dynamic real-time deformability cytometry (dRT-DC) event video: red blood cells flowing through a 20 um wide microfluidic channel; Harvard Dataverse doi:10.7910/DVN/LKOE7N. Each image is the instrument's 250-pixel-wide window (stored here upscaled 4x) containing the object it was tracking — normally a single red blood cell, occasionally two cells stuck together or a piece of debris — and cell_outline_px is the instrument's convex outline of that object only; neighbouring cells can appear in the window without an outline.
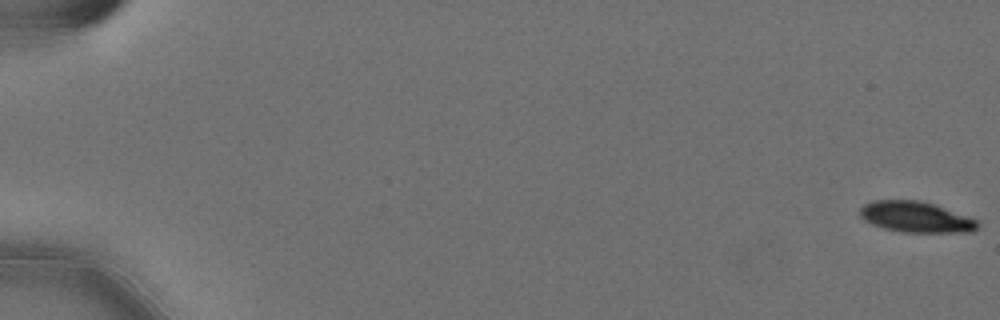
{"species": "Egyptian fruit bat (a non-hibernating species)", "species_latin": "Rousettus aegyptiacus", "temperature_condition": "cold", "stored_images_in_passage": 20, "camera_frame_rate_fps": 3000, "um_per_image_px": 0.085, "animal": {"sex": "female"}, "frame": {"image": 1, "passage_image": 1, "time_ms": 0.0, "image_size_px": [1000, 320], "cell_outline_px": [[980, 224], [976, 228], [968, 232], [904, 232], [884, 228], [872, 224], [864, 220], [860, 216], [860, 208], [864, 204], [872, 200], [920, 200], [936, 204], [976, 220]], "centroid_in_image_um": [77.82, 18.43], "position_along_channel_um": 7.2, "area_um2": 21.04}}
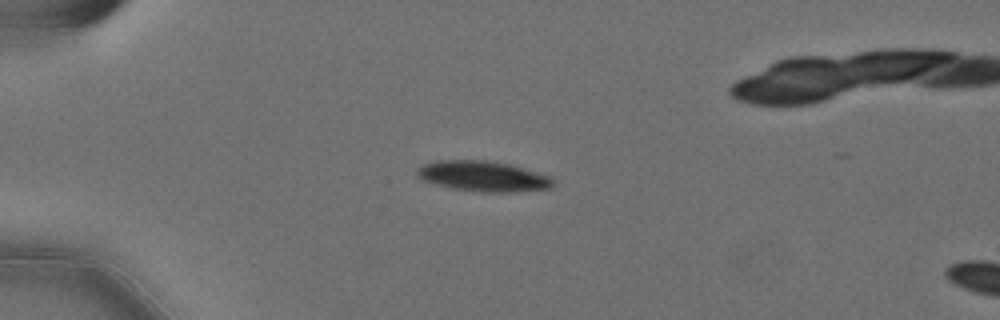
{"frame": {"image": 2, "passage_image": 16, "time_ms": 5.0, "image_size_px": [1000, 320], "cell_outline_px": [[556, 180], [552, 188], [512, 192], [484, 192], [452, 188], [420, 180], [416, 176], [416, 172], [424, 164], [436, 160], [488, 160], [512, 164], [552, 176]], "centroid_in_image_um": [41.12, 14.97], "position_along_channel_um": 43.9, "area_um2": 24.45}}